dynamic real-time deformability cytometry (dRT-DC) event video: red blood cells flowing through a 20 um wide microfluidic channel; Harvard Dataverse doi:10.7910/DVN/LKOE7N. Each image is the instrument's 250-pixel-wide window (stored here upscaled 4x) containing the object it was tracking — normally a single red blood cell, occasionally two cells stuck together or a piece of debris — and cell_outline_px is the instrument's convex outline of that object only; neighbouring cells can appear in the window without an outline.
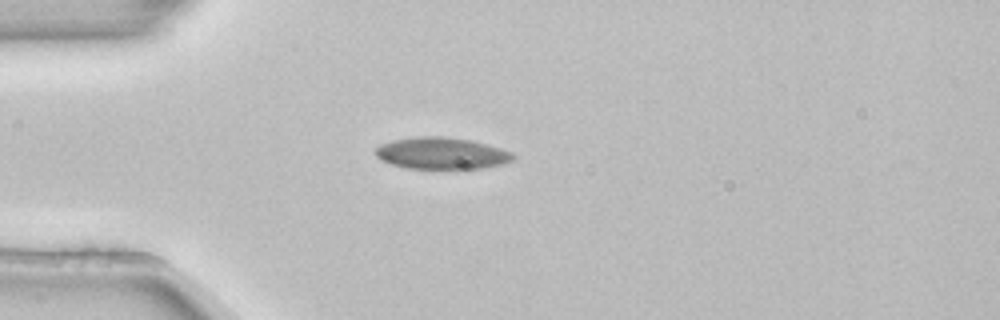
{"species": "common noctule bat (a hibernating species)", "species_latin": "Nyctalus noctula", "temperature_condition": "room temperature", "stored_images_in_passage": 4, "camera_frame_rate_fps": 3000, "um_per_image_px": 0.085, "animal": {"sex": "female", "body_mass_g": 22.7, "forearm_length_mm": 54.2}, "frame": {"image": 1, "passage_image": 4, "time_ms": 1.0, "image_size_px": [1000, 320], "cell_outline_px": [[516, 156], [512, 160], [500, 164], [484, 168], [408, 168], [392, 164], [380, 160], [376, 156], [376, 148], [380, 144], [392, 140], [416, 136], [444, 136], [468, 140], [500, 148], [512, 152]], "centroid_in_image_um": [37.5, 13.02], "position_along_channel_um": 47.5, "area_um2": 25.2}}